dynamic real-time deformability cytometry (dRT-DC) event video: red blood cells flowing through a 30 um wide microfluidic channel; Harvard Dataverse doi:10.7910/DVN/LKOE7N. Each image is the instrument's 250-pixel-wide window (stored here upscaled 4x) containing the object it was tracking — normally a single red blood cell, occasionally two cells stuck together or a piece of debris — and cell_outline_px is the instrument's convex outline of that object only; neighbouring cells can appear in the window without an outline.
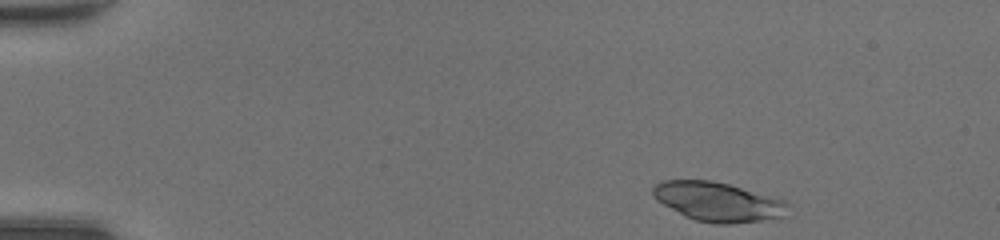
{"species": "common noctule bat (a hibernating species)", "species_latin": "Nyctalus noctula", "temperature_condition": "room temperature", "stored_images_in_passage": 41, "camera_frame_rate_fps": 3000, "um_per_image_px": 0.085, "animal": {"sex": "female", "body_mass_g": 20.0, "forearm_length_mm": 54.0}, "frame": {"image": 1, "passage_image": 1, "time_ms": 0.0, "image_size_px": [1000, 240], "cell_outline_px": [[792, 204], [788, 216], [732, 224], [716, 224], [696, 220], [684, 216], [656, 200], [652, 196], [652, 188], [656, 184], [664, 180], [712, 180], [728, 184], [772, 196], [784, 200]], "centroid_in_image_um": [61.07, 17.15], "position_along_channel_um": 23.9, "area_um2": 31.15}}